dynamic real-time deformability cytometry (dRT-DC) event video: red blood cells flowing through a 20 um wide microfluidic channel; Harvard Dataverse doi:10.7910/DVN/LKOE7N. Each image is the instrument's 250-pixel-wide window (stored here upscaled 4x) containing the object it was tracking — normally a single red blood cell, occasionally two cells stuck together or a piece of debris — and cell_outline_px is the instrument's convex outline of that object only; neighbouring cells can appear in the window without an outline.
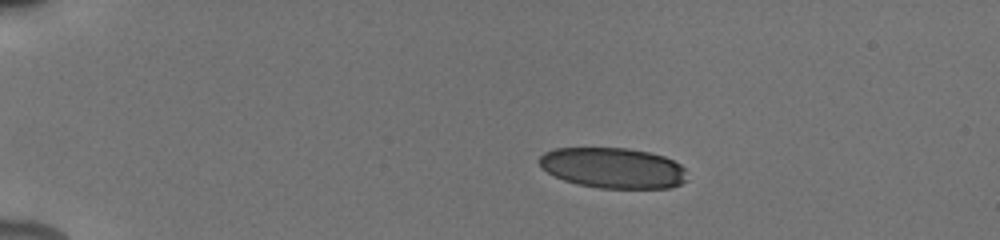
{"species": "human", "species_latin": "Homo sapiens", "temperature_condition": "cold", "stored_images_in_passage": 8, "camera_frame_rate_fps": 3000, "um_per_image_px": 0.085, "donor": {"sex": "male"}, "frame": {"image": 1, "passage_image": 4, "time_ms": 2.667, "image_size_px": [1000, 240], "cell_outline_px": [[688, 180], [672, 188], [600, 188], [576, 184], [564, 180], [540, 168], [536, 160], [544, 152], [556, 148], [628, 148], [648, 152], [664, 156], [680, 164], [684, 168]], "centroid_in_image_um": [52.09, 14.28], "position_along_channel_um": 32.9, "area_um2": 35.2}}
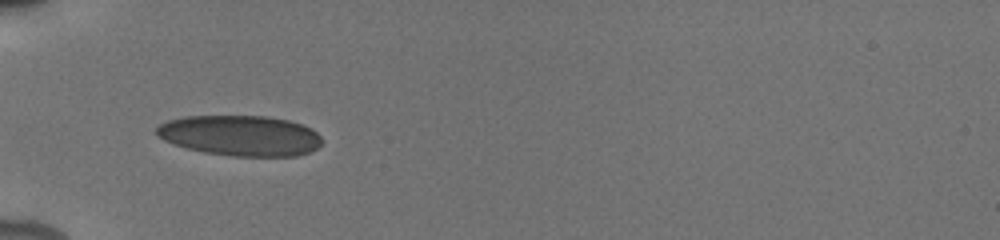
{"frame": {"image": 2, "passage_image": 7, "time_ms": 5.333, "image_size_px": [1000, 240], "cell_outline_px": [[324, 140], [316, 148], [308, 152], [296, 156], [232, 156], [204, 152], [188, 148], [164, 140], [156, 136], [156, 128], [160, 124], [168, 120], [184, 116], [268, 116], [288, 120], [312, 128]], "centroid_in_image_um": [20.43, 11.52], "position_along_channel_um": 64.6, "area_um2": 39.02}}